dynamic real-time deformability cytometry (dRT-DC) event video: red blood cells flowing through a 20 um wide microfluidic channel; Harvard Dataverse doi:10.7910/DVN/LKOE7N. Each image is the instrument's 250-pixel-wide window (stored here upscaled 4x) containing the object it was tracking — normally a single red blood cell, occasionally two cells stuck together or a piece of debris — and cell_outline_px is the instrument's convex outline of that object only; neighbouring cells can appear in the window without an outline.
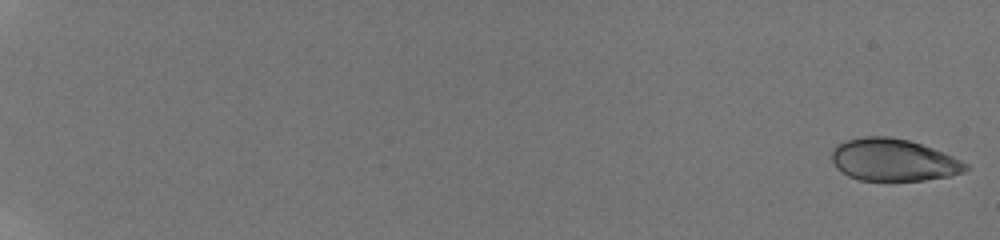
{"species": "human", "species_latin": "Homo sapiens", "temperature_condition": "room temperature", "stored_images_in_passage": 22, "camera_frame_rate_fps": 3000, "um_per_image_px": 0.085, "donor": {"sex": "male"}, "frame": {"image": 1, "passage_image": 1, "time_ms": 0.0, "image_size_px": [1000, 240], "cell_outline_px": [[968, 168], [964, 172], [948, 176], [924, 180], [860, 180], [848, 176], [836, 168], [832, 160], [832, 148], [836, 144], [844, 140], [864, 136], [888, 136], [908, 140], [932, 148], [952, 156], [968, 164]], "centroid_in_image_um": [75.89, 13.58], "position_along_channel_um": 9.1, "area_um2": 32.89}}
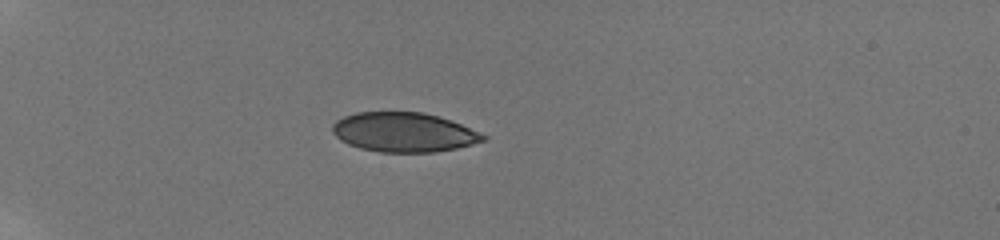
{"frame": {"image": 2, "passage_image": 18, "time_ms": 5.667, "image_size_px": [1000, 240], "cell_outline_px": [[488, 140], [456, 148], [436, 152], [380, 152], [360, 148], [348, 144], [340, 140], [332, 132], [332, 124], [336, 120], [344, 116], [356, 112], [424, 112], [452, 120], [480, 132], [488, 136]], "centroid_in_image_um": [34.34, 11.24], "position_along_channel_um": 50.7, "area_um2": 34.91}}
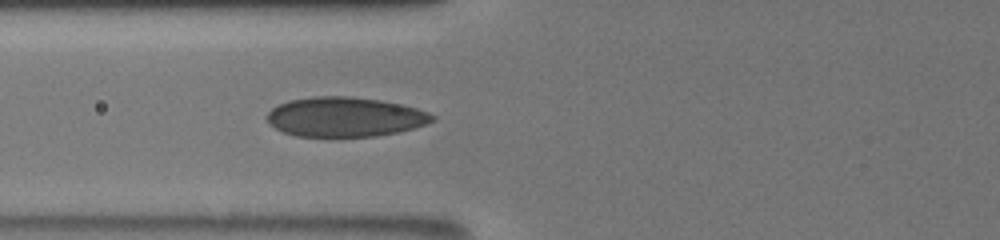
{"frame": {"image": 3, "passage_image": 22, "time_ms": 7.0, "image_size_px": [1000, 240], "cell_outline_px": [[436, 120], [428, 124], [416, 128], [400, 132], [376, 136], [296, 136], [284, 132], [268, 124], [264, 116], [276, 104], [288, 100], [316, 96], [348, 96], [380, 100], [400, 104], [416, 108], [428, 112], [436, 116]], "centroid_in_image_um": [29.32, 9.94], "position_along_channel_um": 96.5, "area_um2": 38.55}}